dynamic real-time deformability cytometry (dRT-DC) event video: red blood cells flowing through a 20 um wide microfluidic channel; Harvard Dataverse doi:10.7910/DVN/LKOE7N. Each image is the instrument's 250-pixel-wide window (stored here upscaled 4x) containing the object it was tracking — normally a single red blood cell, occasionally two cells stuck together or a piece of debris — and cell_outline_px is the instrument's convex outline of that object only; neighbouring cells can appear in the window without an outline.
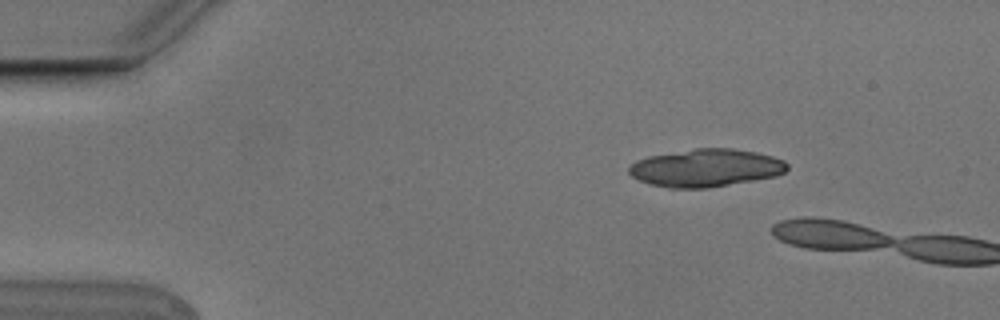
{"species": "Egyptian fruit bat (a non-hibernating species)", "species_latin": "Rousettus aegyptiacus", "temperature_condition": "cold", "stored_images_in_passage": 3, "camera_frame_rate_fps": 3000, "um_per_image_px": 0.085, "animal": {"sex": "male"}, "frame": {"image": 1, "passage_image": 1, "time_ms": 0.0, "image_size_px": [1000, 320], "cell_outline_px": [[788, 168], [784, 172], [776, 176], [708, 188], [668, 188], [652, 184], [640, 180], [632, 176], [628, 172], [628, 168], [636, 160], [648, 156], [696, 148], [732, 148], [756, 152], [772, 156], [784, 160], [788, 164]], "centroid_in_image_um": [60.0, 14.27], "position_along_channel_um": 25.0, "area_um2": 34.74}}